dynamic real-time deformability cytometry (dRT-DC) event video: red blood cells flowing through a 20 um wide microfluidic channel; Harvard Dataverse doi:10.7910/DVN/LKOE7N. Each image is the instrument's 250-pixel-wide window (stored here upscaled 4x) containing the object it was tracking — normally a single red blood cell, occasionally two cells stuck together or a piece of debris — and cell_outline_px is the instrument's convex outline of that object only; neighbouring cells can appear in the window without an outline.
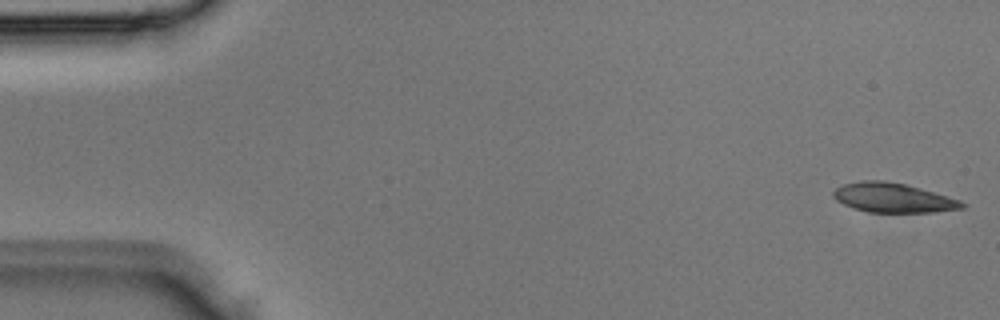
{"species": "Egyptian fruit bat (a non-hibernating species)", "species_latin": "Rousettus aegyptiacus", "temperature_condition": "room temperature", "stored_images_in_passage": 4, "camera_frame_rate_fps": 3000, "um_per_image_px": 0.085, "animal": {"sex": "male"}, "frame": {"image": 1, "passage_image": 1, "time_ms": 0.0, "image_size_px": [1000, 320], "cell_outline_px": [[968, 204], [964, 208], [932, 212], [868, 212], [844, 204], [836, 200], [832, 196], [832, 192], [836, 188], [844, 184], [860, 180], [884, 180], [904, 184], [920, 188], [960, 200]], "centroid_in_image_um": [75.91, 16.8], "position_along_channel_um": 9.1, "area_um2": 21.96}}